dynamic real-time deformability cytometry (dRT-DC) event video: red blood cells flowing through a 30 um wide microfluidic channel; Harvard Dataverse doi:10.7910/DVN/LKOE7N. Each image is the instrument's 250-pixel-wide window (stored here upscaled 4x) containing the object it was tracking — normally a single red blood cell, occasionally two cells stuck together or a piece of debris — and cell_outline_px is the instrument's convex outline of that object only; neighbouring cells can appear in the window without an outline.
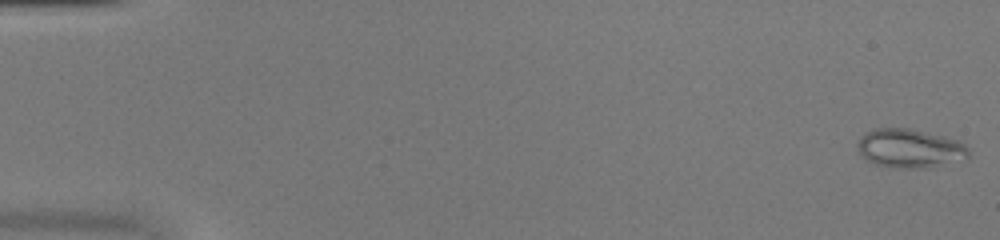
{"species": "common noctule bat (a hibernating species)", "species_latin": "Nyctalus noctula", "temperature_condition": "warm", "stored_images_in_passage": 51, "camera_frame_rate_fps": 3000, "um_per_image_px": 0.085, "animal": {"sex": "female", "body_mass_g": 20.0, "forearm_length_mm": 54.0}, "frame": {"image": 1, "passage_image": 1, "time_ms": 0.0, "image_size_px": [1000, 240], "cell_outline_px": [[968, 156], [932, 168], [892, 168], [876, 164], [860, 156], [856, 148], [856, 144], [864, 132], [876, 128], [908, 128], [944, 136], [960, 140], [968, 148]], "centroid_in_image_um": [77.28, 12.61], "position_along_channel_um": 7.7, "area_um2": 25.32}}
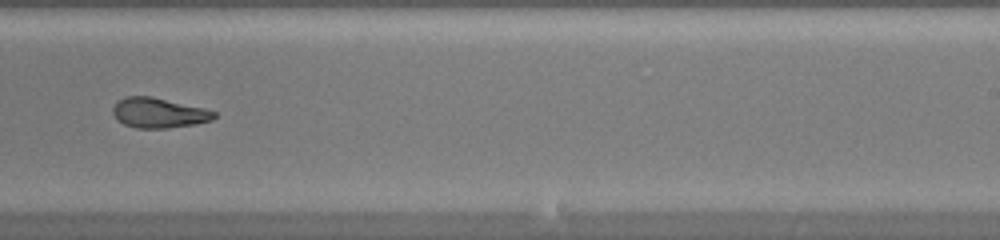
{"frame": {"image": 2, "passage_image": 33, "time_ms": 10.667, "image_size_px": [1000, 240], "cell_outline_px": [[216, 116], [212, 120], [196, 124], [168, 128], [136, 128], [124, 124], [112, 112], [112, 108], [116, 100], [128, 96], [152, 96], [204, 108], [216, 112]], "centroid_in_image_um": [13.5, 9.58], "position_along_channel_um": 275.5, "area_um2": 17.74}}
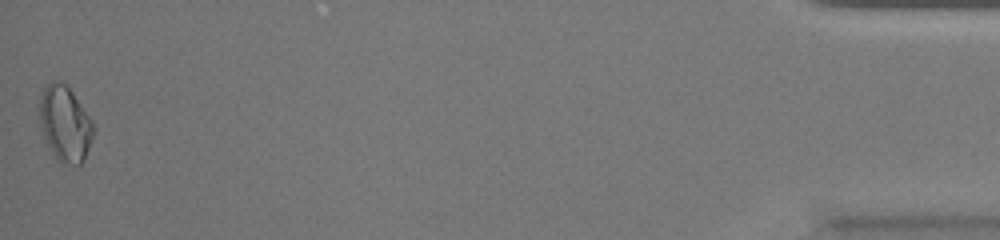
{"frame": {"image": 3, "passage_image": 51, "time_ms": 16.667, "image_size_px": [1000, 240], "cell_outline_px": [[96, 128], [84, 160], [80, 164], [64, 164], [52, 152], [44, 136], [40, 120], [40, 96], [44, 88], [52, 80], [56, 80], [64, 84], [72, 92], [92, 120]], "centroid_in_image_um": [5.55, 10.51], "position_along_channel_um": 429.6, "area_um2": 23.29}, "authors_computed_cell_mechanics": {"area_um2": 19.5364, "velocity_mm_per_s": 4.0883, "shape_relaxation_time_tau1_ms": 10.8536, "shape_relaxation_time_tau2_ms": 2.2798, "deformation_change_tau1": 0.3382, "deformation_change_tau2": 0.0984}}